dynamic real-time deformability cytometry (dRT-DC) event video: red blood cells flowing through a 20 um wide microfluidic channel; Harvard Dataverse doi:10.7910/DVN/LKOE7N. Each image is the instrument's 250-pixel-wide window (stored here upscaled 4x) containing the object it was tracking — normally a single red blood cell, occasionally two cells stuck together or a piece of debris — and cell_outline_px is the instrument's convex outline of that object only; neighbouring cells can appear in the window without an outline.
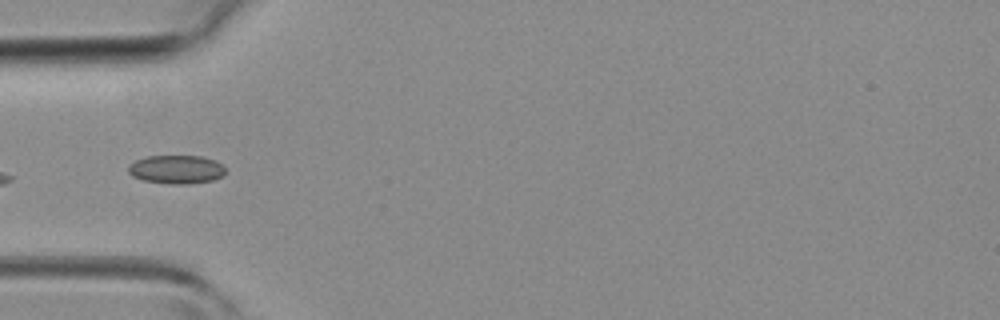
{"species": "common noctule bat (a hibernating species)", "species_latin": "Nyctalus noctula", "temperature_condition": "room temperature", "stored_images_in_passage": 8, "camera_frame_rate_fps": 3000, "um_per_image_px": 0.085, "animal": {"sex": "female", "body_mass_g": 19.3, "forearm_length_mm": 54.1}, "frame": {"image": 1, "passage_image": 2, "time_ms": 0.333, "image_size_px": [1000, 320], "cell_outline_px": [[224, 176], [212, 180], [184, 184], [168, 184], [144, 180], [132, 176], [128, 172], [128, 164], [136, 160], [148, 156], [204, 156], [216, 160], [224, 168]], "centroid_in_image_um": [14.98, 14.39], "position_along_channel_um": 70.0, "area_um2": 16.18}}